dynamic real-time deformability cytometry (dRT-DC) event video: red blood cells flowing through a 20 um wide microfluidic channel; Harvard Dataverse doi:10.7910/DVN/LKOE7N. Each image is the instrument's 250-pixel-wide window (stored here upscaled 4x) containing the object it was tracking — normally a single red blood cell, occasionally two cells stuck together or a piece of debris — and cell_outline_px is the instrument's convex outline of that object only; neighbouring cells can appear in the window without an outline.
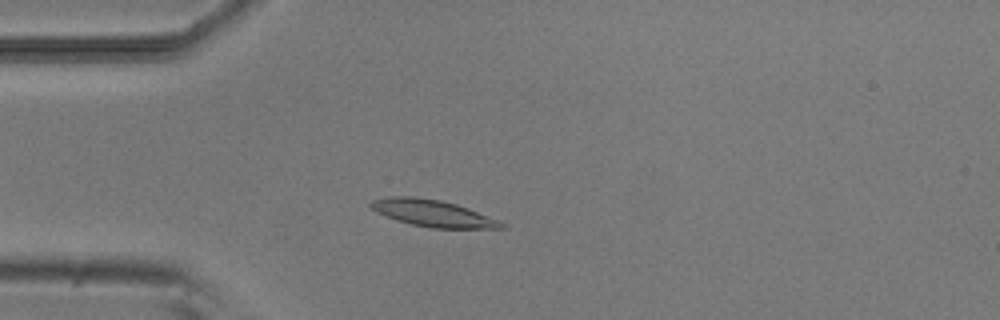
{"species": "common noctule bat (a hibernating species)", "species_latin": "Nyctalus noctula", "temperature_condition": "room temperature", "stored_images_in_passage": 50, "camera_frame_rate_fps": 3000, "um_per_image_px": 0.085, "animal": {"sex": "male", "body_mass_g": 20.5, "forearm_length_mm": 52.5}, "frame": {"image": 1, "passage_image": 12, "time_ms": 3.667, "image_size_px": [1000, 320], "cell_outline_px": [[508, 228], [432, 228], [412, 224], [396, 220], [376, 212], [368, 204], [372, 200], [388, 196], [412, 196], [440, 200], [456, 204], [468, 208], [500, 220]], "centroid_in_image_um": [36.78, 18.12], "position_along_channel_um": 48.2, "area_um2": 20.35}}
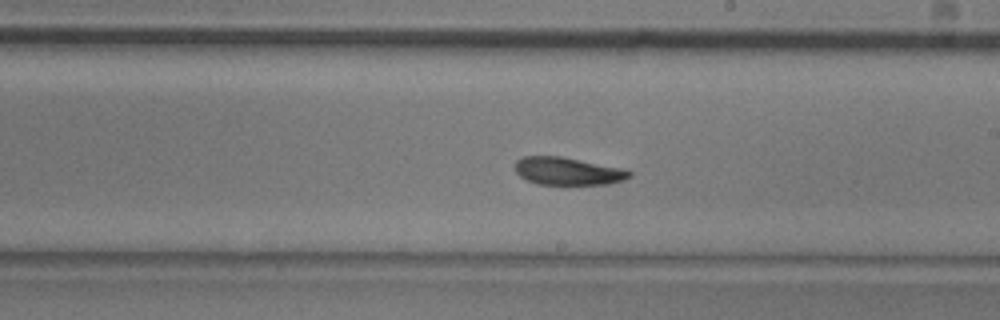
{"frame": {"image": 2, "passage_image": 28, "time_ms": 9.0, "image_size_px": [1000, 320], "cell_outline_px": [[632, 176], [624, 180], [608, 184], [564, 188], [536, 184], [520, 176], [516, 172], [516, 160], [524, 156], [560, 156], [624, 168], [632, 172]], "centroid_in_image_um": [48.3, 14.61], "position_along_channel_um": 240.7, "area_um2": 19.48}}
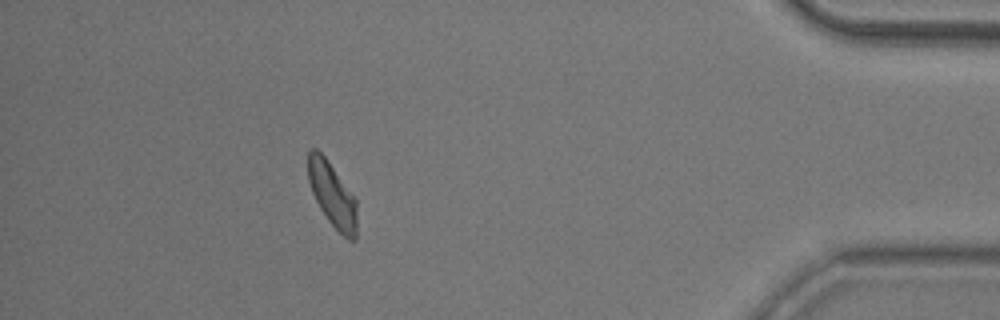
{"frame": {"image": 3, "passage_image": 45, "time_ms": 14.667, "image_size_px": [1000, 320], "cell_outline_px": [[356, 240], [348, 240], [328, 220], [320, 208], [312, 192], [308, 180], [308, 152], [312, 148], [316, 148], [324, 156], [356, 200]], "centroid_in_image_um": [28.23, 16.56], "position_along_channel_um": 407.0, "area_um2": 17.86}, "authors_computed_cell_mechanics": {"area_um2": 19.1607, "velocity_mm_per_s": 3.8425, "shape_relaxation_time_tau1_ms": 3.3953, "shape_relaxation_time_tau2_ms": 4.3835, "deformation_change_tau1": 0.1223, "deformation_change_tau2": 0.1012}}